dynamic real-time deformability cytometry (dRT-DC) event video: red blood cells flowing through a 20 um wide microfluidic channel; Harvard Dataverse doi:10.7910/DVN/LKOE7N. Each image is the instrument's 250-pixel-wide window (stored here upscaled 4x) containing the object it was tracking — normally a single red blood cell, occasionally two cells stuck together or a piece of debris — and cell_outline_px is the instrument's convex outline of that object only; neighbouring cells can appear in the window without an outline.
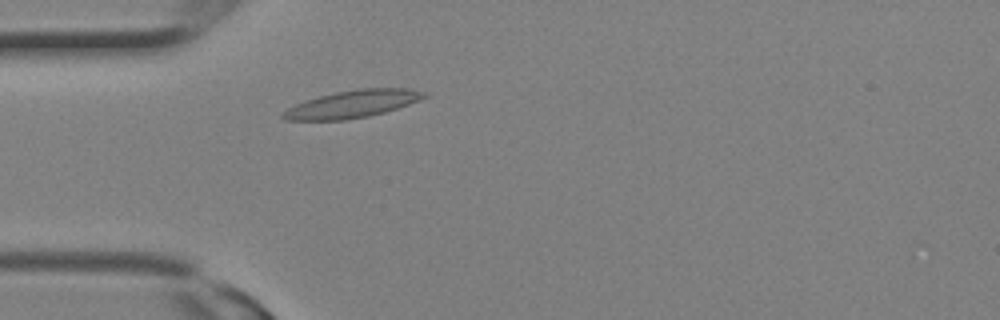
{"species": "Egyptian fruit bat (a non-hibernating species)", "species_latin": "Rousettus aegyptiacus", "temperature_condition": "room temperature", "stored_images_in_passage": 26, "camera_frame_rate_fps": 3000, "um_per_image_px": 0.085, "animal": {"sex": "female"}, "frame": {"image": 1, "passage_image": 5, "time_ms": 1.333, "image_size_px": [1000, 320], "cell_outline_px": [[428, 96], [420, 100], [384, 112], [368, 116], [344, 120], [284, 120], [280, 116], [288, 108], [296, 104], [320, 96], [336, 92], [360, 88], [408, 88], [428, 92]], "centroid_in_image_um": [30.0, 8.84], "position_along_channel_um": 55.0, "area_um2": 22.37}}
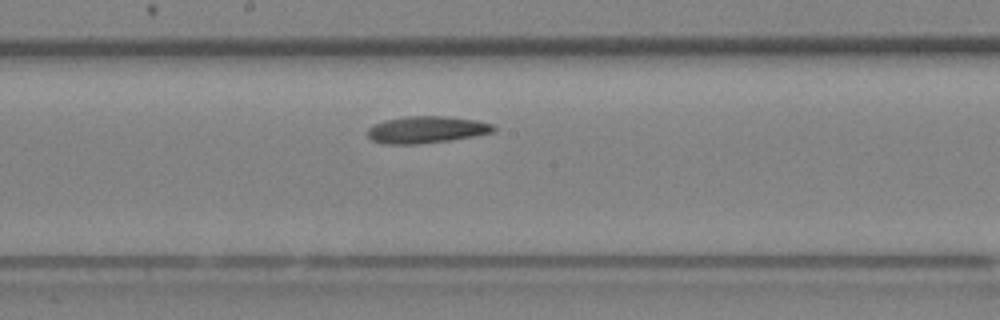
{"frame": {"image": 2, "passage_image": 12, "time_ms": 3.667, "image_size_px": [1000, 320], "cell_outline_px": [[496, 132], [452, 140], [420, 144], [384, 144], [372, 140], [368, 136], [368, 128], [372, 124], [384, 120], [408, 116], [444, 116], [476, 120], [492, 124], [496, 128]], "centroid_in_image_um": [36.25, 11.02], "position_along_channel_um": 211.9, "area_um2": 19.94}}
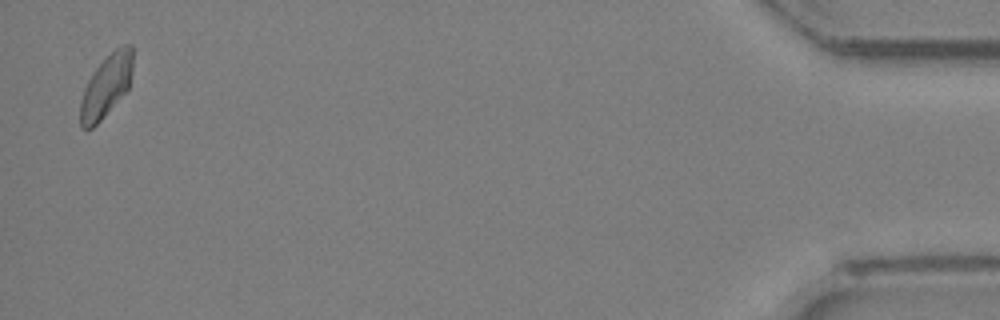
{"frame": {"image": 3, "passage_image": 25, "time_ms": 8.0, "image_size_px": [1000, 320], "cell_outline_px": [[132, 72], [128, 88], [104, 116], [92, 128], [80, 128], [80, 100], [84, 88], [92, 72], [116, 48], [124, 44], [132, 44]], "centroid_in_image_um": [9.01, 7.31], "position_along_channel_um": 426.2, "area_um2": 18.73}}